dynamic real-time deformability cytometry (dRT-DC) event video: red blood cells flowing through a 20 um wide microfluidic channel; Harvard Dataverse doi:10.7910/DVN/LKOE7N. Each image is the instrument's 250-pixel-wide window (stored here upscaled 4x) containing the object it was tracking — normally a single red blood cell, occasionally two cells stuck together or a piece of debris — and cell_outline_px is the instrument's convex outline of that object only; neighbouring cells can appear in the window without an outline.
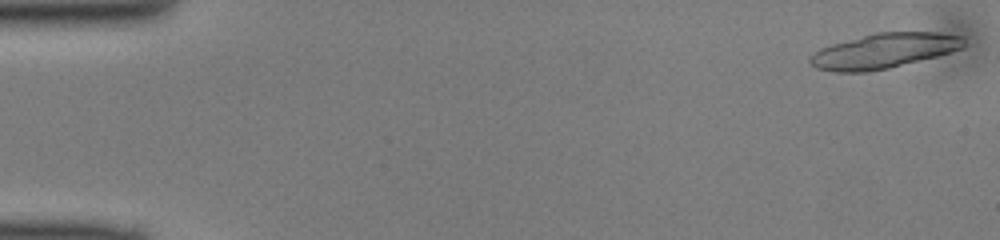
{"species": "common noctule bat (a hibernating species)", "species_latin": "Nyctalus noctula", "temperature_condition": "cold", "stored_images_in_passage": 16, "camera_frame_rate_fps": 3000, "um_per_image_px": 0.085, "animal": {"sex": "male", "body_mass_g": 13.0, "forearm_length_mm": 53.1}, "frame": {"image": 1, "passage_image": 1, "time_ms": 0.0, "image_size_px": [1000, 240], "cell_outline_px": [[968, 44], [964, 48], [952, 52], [888, 68], [868, 72], [836, 72], [816, 68], [808, 60], [808, 56], [820, 48], [832, 44], [876, 32], [940, 32], [964, 36]], "centroid_in_image_um": [75.18, 4.31], "position_along_channel_um": 9.8, "area_um2": 31.56}}